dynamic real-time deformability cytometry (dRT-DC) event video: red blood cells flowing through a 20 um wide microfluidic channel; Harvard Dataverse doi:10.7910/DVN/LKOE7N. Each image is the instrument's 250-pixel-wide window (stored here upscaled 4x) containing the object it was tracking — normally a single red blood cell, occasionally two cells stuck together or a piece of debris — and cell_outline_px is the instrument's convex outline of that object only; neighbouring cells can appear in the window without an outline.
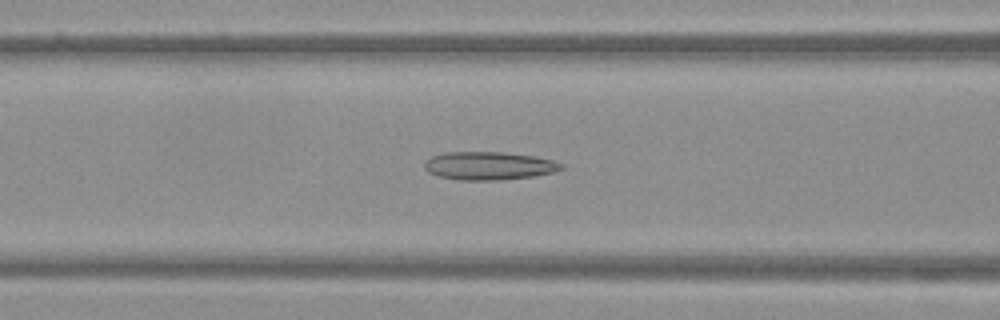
{"species": "Egyptian fruit bat (a non-hibernating species)", "species_latin": "Rousettus aegyptiacus", "temperature_condition": "warm", "stored_images_in_passage": 52, "camera_frame_rate_fps": 3000, "um_per_image_px": 0.085, "frame": {"image": 1, "passage_image": 21, "time_ms": 6.667, "image_size_px": [1000, 320], "cell_outline_px": [[564, 168], [552, 172], [532, 176], [500, 180], [460, 180], [440, 176], [428, 172], [424, 168], [424, 164], [432, 156], [444, 152], [504, 152], [536, 156], [552, 160], [564, 164]], "centroid_in_image_um": [41.57, 14.08], "position_along_channel_um": 125.0, "area_um2": 22.37}}
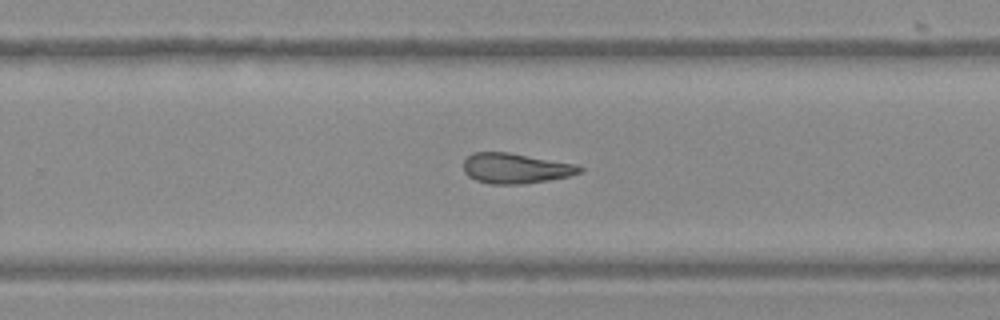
{"frame": {"image": 2, "passage_image": 33, "time_ms": 10.667, "image_size_px": [1000, 320], "cell_outline_px": [[584, 168], [580, 172], [568, 176], [548, 180], [520, 184], [488, 184], [476, 180], [468, 176], [464, 172], [464, 160], [472, 152], [508, 152], [576, 164]], "centroid_in_image_um": [43.79, 14.3], "position_along_channel_um": 286.0, "area_um2": 20.4}}
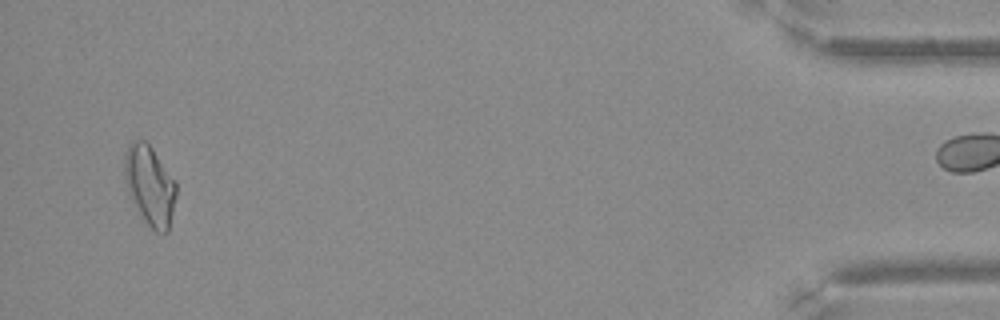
{"frame": {"image": 3, "passage_image": 49, "time_ms": 16.0, "image_size_px": [1000, 320], "cell_outline_px": [[176, 196], [168, 232], [156, 232], [144, 220], [136, 208], [128, 192], [124, 180], [124, 156], [128, 144], [132, 140], [144, 140], [152, 148], [176, 180]], "centroid_in_image_um": [12.72, 15.73], "position_along_channel_um": 422.5, "area_um2": 24.04}}